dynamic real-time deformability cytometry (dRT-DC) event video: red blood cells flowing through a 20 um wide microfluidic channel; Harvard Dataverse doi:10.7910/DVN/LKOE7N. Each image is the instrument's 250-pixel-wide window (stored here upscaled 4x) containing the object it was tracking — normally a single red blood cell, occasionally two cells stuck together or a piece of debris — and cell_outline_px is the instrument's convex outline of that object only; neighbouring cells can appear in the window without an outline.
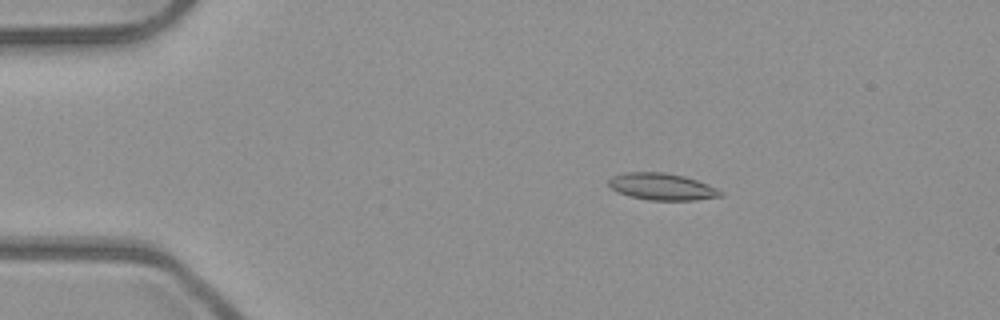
{"species": "common noctule bat (a hibernating species)", "species_latin": "Nyctalus noctula", "temperature_condition": "room temperature", "stored_images_in_passage": 7, "camera_frame_rate_fps": 3000, "um_per_image_px": 0.085, "animal": {"sex": "male", "body_mass_g": 23.1, "forearm_length_mm": 52.7}, "frame": {"image": 1, "passage_image": 3, "time_ms": 0.667, "image_size_px": [1000, 320], "cell_outline_px": [[724, 192], [720, 196], [696, 200], [648, 200], [628, 196], [616, 192], [608, 184], [608, 180], [612, 176], [624, 172], [664, 172], [684, 176], [708, 184]], "centroid_in_image_um": [56.23, 15.86], "position_along_channel_um": 28.8, "area_um2": 17.57}}
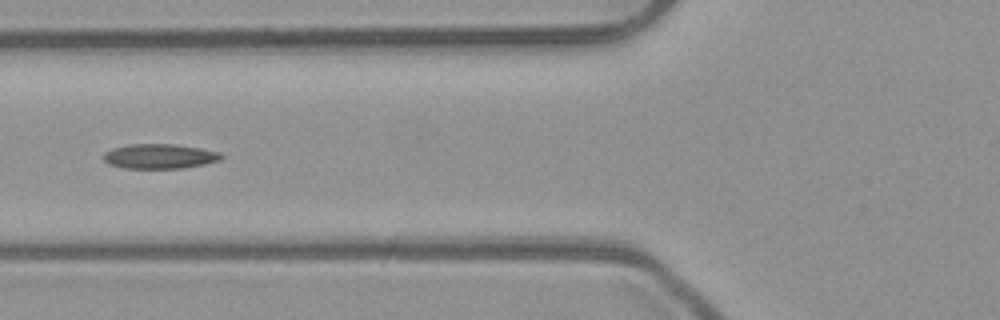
{"frame": {"image": 2, "passage_image": 6, "time_ms": 1.667, "image_size_px": [1000, 320], "cell_outline_px": [[224, 156], [220, 160], [204, 164], [180, 168], [124, 168], [108, 164], [104, 160], [104, 152], [112, 148], [132, 144], [172, 144], [200, 148], [220, 152]], "centroid_in_image_um": [13.56, 13.28], "position_along_channel_um": 112.2, "area_um2": 16.88}}
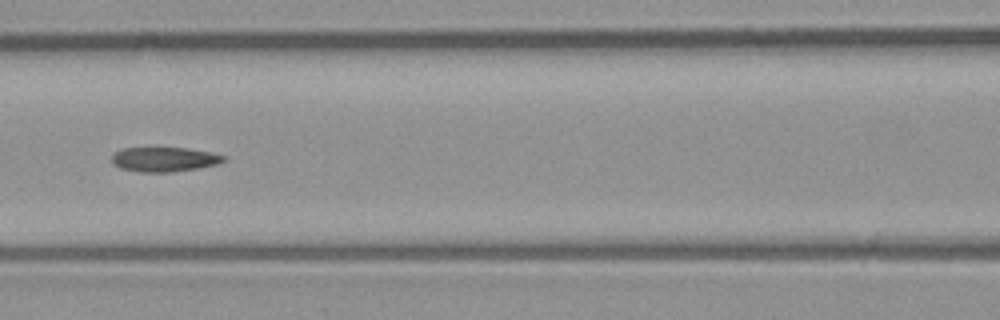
{"frame": {"image": 3, "passage_image": 7, "time_ms": 2.0, "image_size_px": [1000, 320], "cell_outline_px": [[224, 160], [216, 164], [196, 168], [172, 172], [140, 172], [120, 168], [112, 164], [112, 152], [124, 148], [152, 144], [188, 148], [208, 152], [224, 156]], "centroid_in_image_um": [13.83, 13.48], "position_along_channel_um": 152.8, "area_um2": 16.76}}